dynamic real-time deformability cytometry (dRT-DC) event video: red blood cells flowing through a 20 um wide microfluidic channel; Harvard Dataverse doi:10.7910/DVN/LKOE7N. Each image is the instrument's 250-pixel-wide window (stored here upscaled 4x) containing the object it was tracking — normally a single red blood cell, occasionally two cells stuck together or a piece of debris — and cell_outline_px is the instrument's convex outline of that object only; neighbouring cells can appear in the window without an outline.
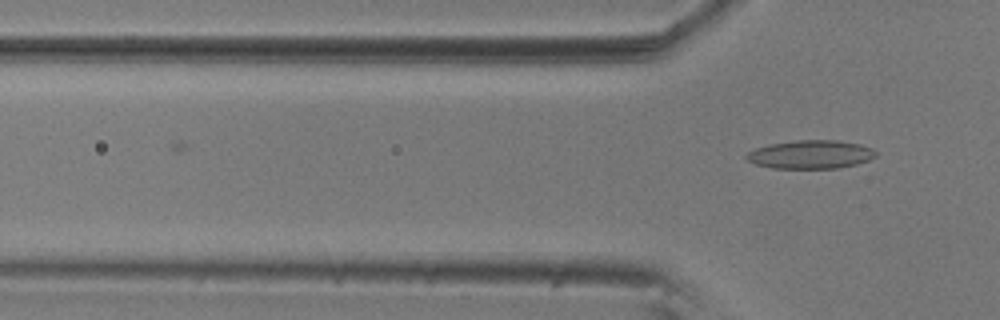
{"species": "common noctule bat (a hibernating species)", "species_latin": "Nyctalus noctula", "temperature_condition": "room temperature", "stored_images_in_passage": 15, "camera_frame_rate_fps": 3000, "um_per_image_px": 0.085, "animal": {"sex": "male", "body_mass_g": 20.5, "forearm_length_mm": 52.5}, "frame": {"image": 1, "passage_image": 15, "time_ms": 4.667, "image_size_px": [1000, 320], "cell_outline_px": [[876, 156], [868, 160], [856, 164], [840, 168], [772, 168], [756, 164], [748, 160], [744, 156], [748, 152], [756, 148], [768, 144], [796, 140], [836, 140], [860, 144], [872, 148], [876, 152]], "centroid_in_image_um": [68.9, 13.12], "position_along_channel_um": 56.9, "area_um2": 21.44}}